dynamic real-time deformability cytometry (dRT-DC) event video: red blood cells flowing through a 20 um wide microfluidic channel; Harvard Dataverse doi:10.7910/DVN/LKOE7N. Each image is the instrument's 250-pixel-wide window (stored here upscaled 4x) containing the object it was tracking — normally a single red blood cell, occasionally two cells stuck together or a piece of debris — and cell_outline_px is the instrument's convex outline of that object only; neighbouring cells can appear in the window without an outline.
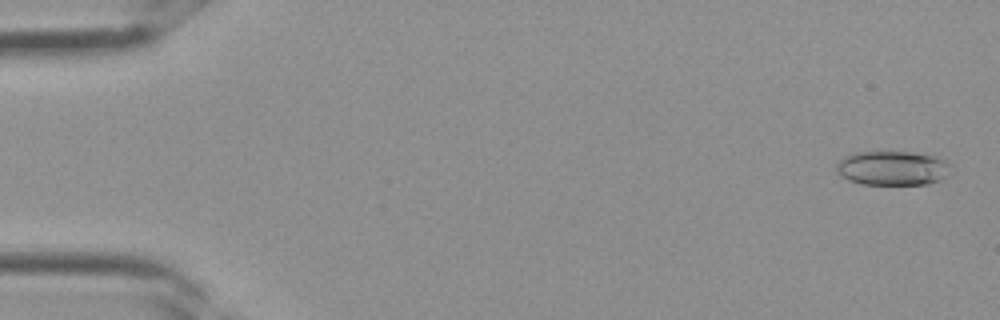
{"species": "Egyptian fruit bat (a non-hibernating species)", "species_latin": "Rousettus aegyptiacus", "temperature_condition": "room temperature", "stored_images_in_passage": 35, "camera_frame_rate_fps": 3000, "um_per_image_px": 0.085, "frame": {"image": 1, "passage_image": 1, "time_ms": 0.0, "image_size_px": [1000, 320], "cell_outline_px": [[952, 164], [944, 180], [928, 184], [860, 184], [848, 180], [840, 176], [836, 172], [836, 164], [844, 156], [856, 152], [912, 152], [936, 156], [948, 160]], "centroid_in_image_um": [75.89, 14.29], "position_along_channel_um": 9.1, "area_um2": 23.29}}
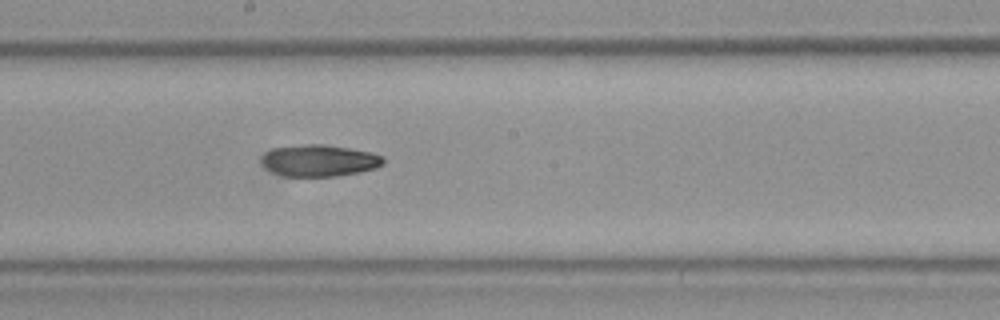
{"frame": {"image": 2, "passage_image": 19, "time_ms": 6.0, "image_size_px": [1000, 320], "cell_outline_px": [[384, 164], [376, 168], [360, 172], [336, 176], [284, 176], [272, 172], [260, 160], [272, 148], [304, 144], [324, 144], [372, 152], [384, 156]], "centroid_in_image_um": [27.19, 13.64], "position_along_channel_um": 221.0, "area_um2": 22.43}}
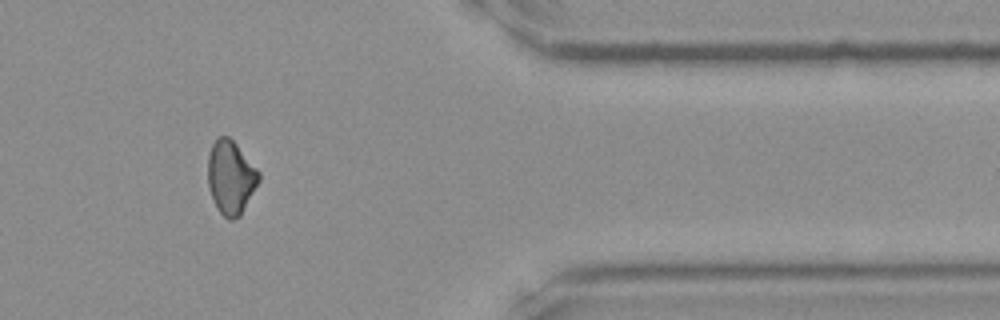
{"frame": {"image": 3, "passage_image": 29, "time_ms": 9.333, "image_size_px": [1000, 320], "cell_outline_px": [[260, 180], [240, 216], [232, 220], [228, 220], [220, 212], [208, 188], [208, 156], [212, 144], [216, 136], [228, 136], [236, 144], [260, 172]], "centroid_in_image_um": [19.61, 15.06], "position_along_channel_um": 391.8, "area_um2": 21.73}}